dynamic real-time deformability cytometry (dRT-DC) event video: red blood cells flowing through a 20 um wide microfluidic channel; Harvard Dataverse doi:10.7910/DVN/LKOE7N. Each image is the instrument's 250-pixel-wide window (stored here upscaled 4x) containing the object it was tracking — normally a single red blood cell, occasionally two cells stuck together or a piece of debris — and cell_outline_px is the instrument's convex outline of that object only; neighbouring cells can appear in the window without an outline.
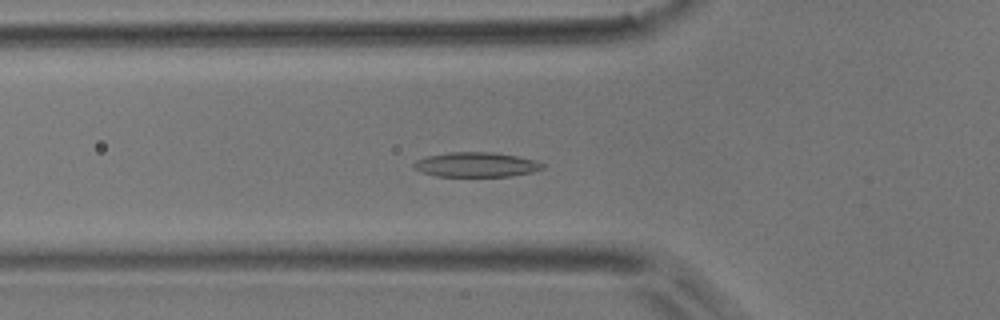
{"species": "common noctule bat (a hibernating species)", "species_latin": "Nyctalus noctula", "temperature_condition": "room temperature", "stored_images_in_passage": 36, "camera_frame_rate_fps": 3000, "um_per_image_px": 0.085, "animal": {"sex": "male", "body_mass_g": 17.9}, "frame": {"image": 1, "passage_image": 3, "time_ms": 0.667, "image_size_px": [1000, 320], "cell_outline_px": [[544, 168], [532, 172], [512, 176], [436, 176], [420, 172], [412, 168], [412, 164], [416, 160], [428, 156], [448, 152], [496, 152], [536, 160], [544, 164]], "centroid_in_image_um": [40.45, 13.99], "position_along_channel_um": 85.3, "area_um2": 18.67}}
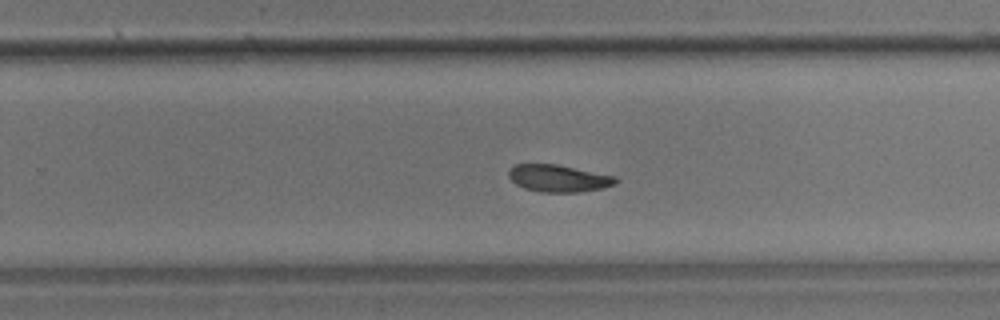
{"frame": {"image": 2, "passage_image": 18, "time_ms": 5.667, "image_size_px": [1000, 320], "cell_outline_px": [[616, 184], [600, 188], [580, 192], [540, 192], [524, 188], [516, 184], [508, 176], [508, 168], [516, 164], [556, 164], [616, 176]], "centroid_in_image_um": [47.43, 15.15], "position_along_channel_um": 282.4, "area_um2": 16.88}}
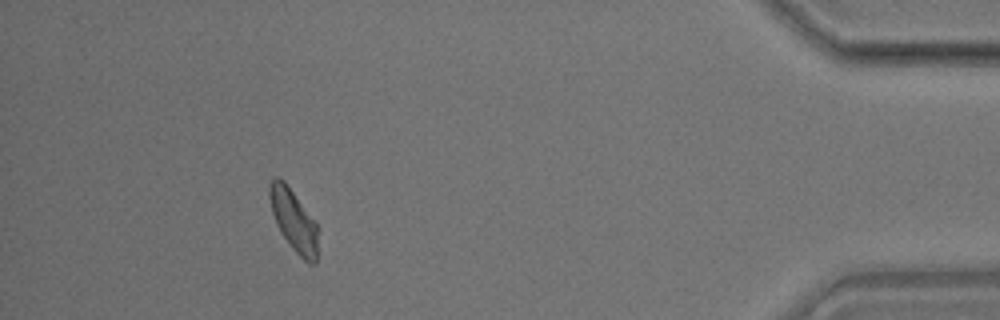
{"frame": {"image": 3, "passage_image": 32, "time_ms": 10.333, "image_size_px": [1000, 320], "cell_outline_px": [[316, 264], [308, 264], [292, 248], [276, 224], [272, 212], [268, 196], [268, 184], [276, 176], [280, 176], [284, 180], [316, 224]], "centroid_in_image_um": [24.91, 18.69], "position_along_channel_um": 410.3, "area_um2": 16.99}, "authors_computed_cell_mechanics": {"area_um2": 17.4556, "velocity_mm_per_s": 3.9394, "shape_relaxation_time_tau1_ms": 8.805, "shape_relaxation_time_tau2_ms": 8.758, "deformation_change_tau1": 0.1604, "deformation_change_tau2": 0.1497}}